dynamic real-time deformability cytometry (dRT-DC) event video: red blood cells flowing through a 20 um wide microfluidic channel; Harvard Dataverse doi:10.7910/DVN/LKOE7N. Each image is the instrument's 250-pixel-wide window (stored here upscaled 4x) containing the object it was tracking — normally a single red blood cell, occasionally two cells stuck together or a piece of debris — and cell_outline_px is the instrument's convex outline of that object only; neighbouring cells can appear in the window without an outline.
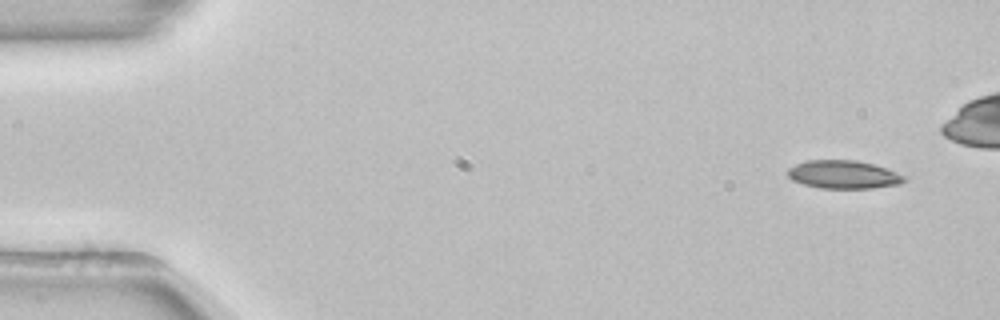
{"species": "common noctule bat (a hibernating species)", "species_latin": "Nyctalus noctula", "temperature_condition": "room temperature", "stored_images_in_passage": 46, "camera_frame_rate_fps": 3000, "um_per_image_px": 0.085, "animal": {"sex": "female", "body_mass_g": 22.7, "forearm_length_mm": 54.2}, "frame": {"image": 1, "passage_image": 1, "time_ms": 0.0, "image_size_px": [1000, 320], "cell_outline_px": [[908, 180], [900, 184], [872, 188], [820, 188], [804, 184], [792, 180], [788, 176], [788, 168], [796, 164], [808, 160], [856, 160], [872, 164], [908, 176]], "centroid_in_image_um": [71.73, 14.84], "position_along_channel_um": 13.3, "area_um2": 19.13}}
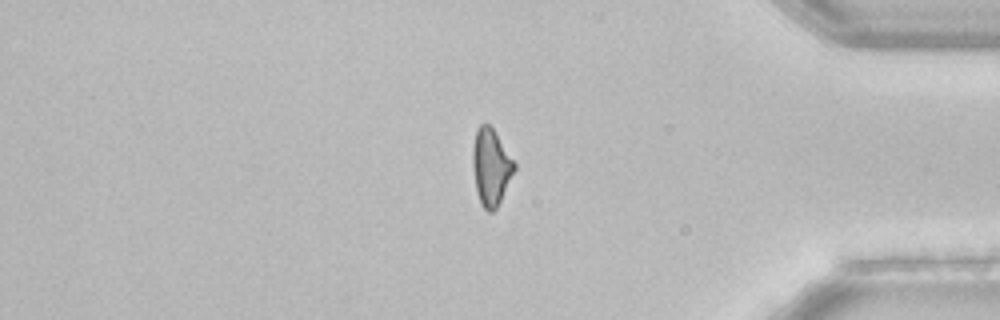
{"frame": {"image": 2, "passage_image": 42, "time_ms": 13.667, "image_size_px": [1000, 320], "cell_outline_px": [[516, 168], [496, 208], [492, 212], [488, 212], [480, 204], [476, 192], [472, 164], [472, 148], [476, 132], [480, 124], [488, 124], [492, 128], [516, 164]], "centroid_in_image_um": [41.71, 14.22], "position_along_channel_um": 393.5, "area_um2": 18.38}}